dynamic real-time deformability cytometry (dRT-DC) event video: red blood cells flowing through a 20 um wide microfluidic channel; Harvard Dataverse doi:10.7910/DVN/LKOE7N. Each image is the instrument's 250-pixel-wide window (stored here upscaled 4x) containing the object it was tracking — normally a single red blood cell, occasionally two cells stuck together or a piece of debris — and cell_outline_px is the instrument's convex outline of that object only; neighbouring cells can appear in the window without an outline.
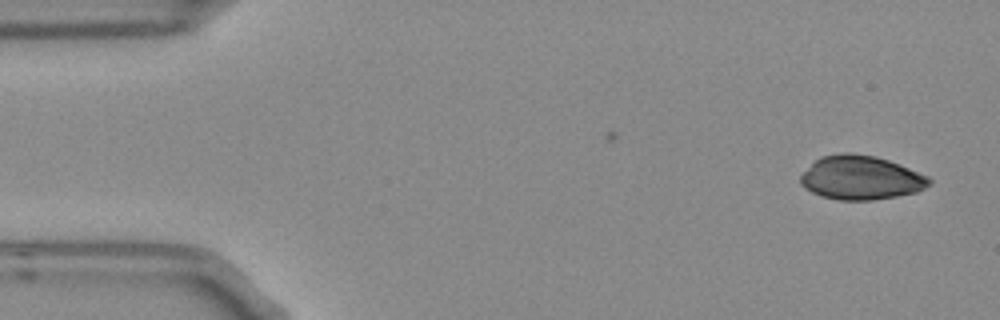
{"species": "Egyptian fruit bat (a non-hibernating species)", "species_latin": "Rousettus aegyptiacus", "temperature_condition": "room temperature", "stored_images_in_passage": 5, "camera_frame_rate_fps": 3000, "um_per_image_px": 0.085, "frame": {"image": 1, "passage_image": 1, "time_ms": 0.0, "image_size_px": [1000, 320], "cell_outline_px": [[932, 184], [916, 192], [896, 196], [872, 200], [840, 200], [820, 196], [804, 188], [800, 184], [800, 176], [820, 156], [844, 152], [852, 152], [876, 156], [900, 164], [928, 176], [932, 180]], "centroid_in_image_um": [73.18, 15.1], "position_along_channel_um": 11.8, "area_um2": 33.06}}
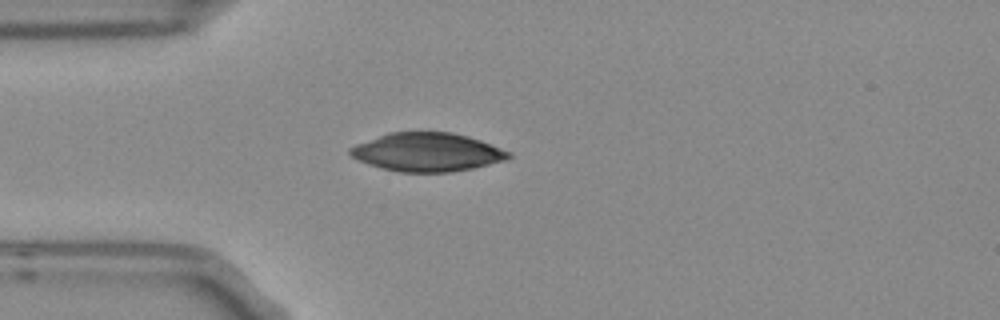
{"frame": {"image": 2, "passage_image": 4, "time_ms": 1.0, "image_size_px": [1000, 320], "cell_outline_px": [[512, 156], [508, 160], [472, 168], [448, 172], [400, 172], [368, 164], [352, 156], [348, 152], [348, 148], [356, 144], [388, 132], [452, 132], [468, 136], [480, 140], [512, 152]], "centroid_in_image_um": [36.34, 12.92], "position_along_channel_um": 48.7, "area_um2": 35.55}}